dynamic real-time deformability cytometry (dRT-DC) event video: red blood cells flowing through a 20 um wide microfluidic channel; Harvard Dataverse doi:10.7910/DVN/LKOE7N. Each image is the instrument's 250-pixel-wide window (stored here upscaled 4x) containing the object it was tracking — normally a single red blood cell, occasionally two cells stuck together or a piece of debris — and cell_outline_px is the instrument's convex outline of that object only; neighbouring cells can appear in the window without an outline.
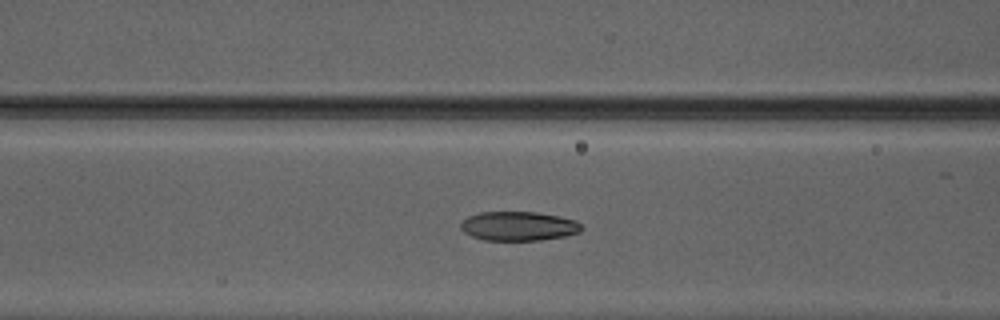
{"species": "Egyptian fruit bat (a non-hibernating species)", "species_latin": "Rousettus aegyptiacus", "temperature_condition": "warm", "stored_images_in_passage": 42, "camera_frame_rate_fps": 3000, "um_per_image_px": 0.085, "animal": {"sex": "male"}, "frame": {"image": 1, "passage_image": 14, "time_ms": 4.333, "image_size_px": [1000, 320], "cell_outline_px": [[584, 228], [580, 232], [564, 236], [540, 240], [484, 240], [472, 236], [464, 232], [460, 228], [460, 224], [468, 216], [480, 212], [536, 212], [560, 216], [576, 220]], "centroid_in_image_um": [44.09, 19.21], "position_along_channel_um": 122.5, "area_um2": 20.58}}
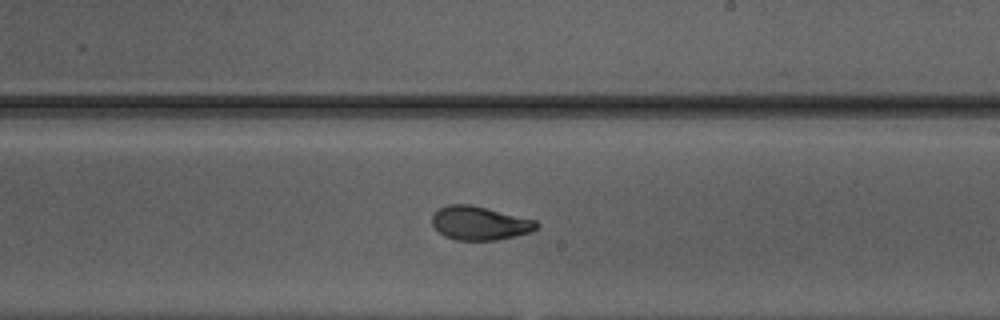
{"frame": {"image": 2, "passage_image": 23, "time_ms": 7.333, "image_size_px": [1000, 320], "cell_outline_px": [[540, 224], [532, 232], [516, 236], [496, 240], [456, 240], [444, 236], [432, 224], [432, 212], [448, 204], [472, 204], [536, 220]], "centroid_in_image_um": [40.78, 18.96], "position_along_channel_um": 248.2, "area_um2": 20.69}}
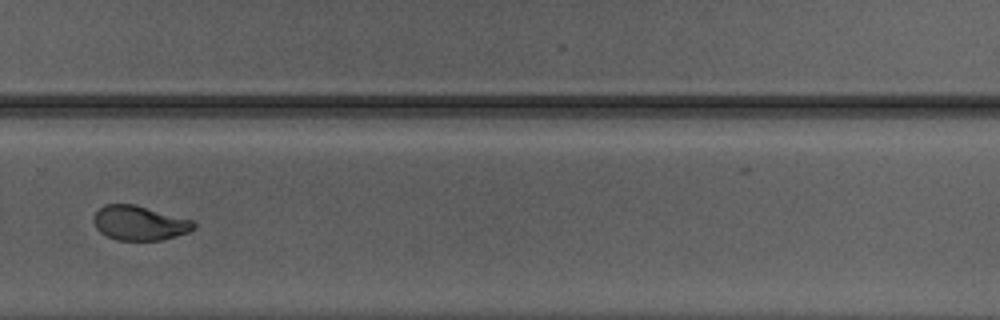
{"frame": {"image": 3, "passage_image": 28, "time_ms": 9.0, "image_size_px": [1000, 320], "cell_outline_px": [[196, 228], [188, 232], [160, 240], [116, 240], [100, 232], [96, 228], [92, 220], [96, 212], [104, 204], [132, 204], [192, 220], [196, 224]], "centroid_in_image_um": [11.83, 18.96], "position_along_channel_um": 318.0, "area_um2": 19.88}, "authors_computed_cell_mechanics": {"area_um2": 20.808, "velocity_mm_per_s": 4.1967, "shape_relaxation_time_tau1_ms": 4.8108, "shape_relaxation_time_tau2_ms": 1.3852, "deformation_change_tau1": 0.171, "deformation_change_tau2": 0.0636}}